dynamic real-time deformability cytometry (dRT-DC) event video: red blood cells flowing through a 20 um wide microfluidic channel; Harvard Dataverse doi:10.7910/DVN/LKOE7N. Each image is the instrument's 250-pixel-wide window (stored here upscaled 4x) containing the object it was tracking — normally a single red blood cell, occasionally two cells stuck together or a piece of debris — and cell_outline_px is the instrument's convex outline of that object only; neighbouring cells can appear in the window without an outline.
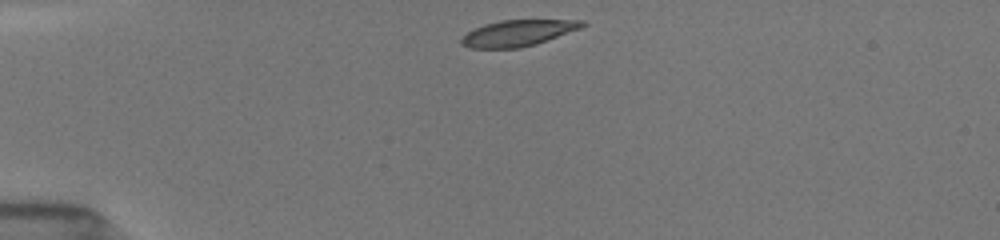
{"species": "common noctule bat (a hibernating species)", "species_latin": "Nyctalus noctula", "temperature_condition": "room temperature", "stored_images_in_passage": 52, "camera_frame_rate_fps": 3000, "um_per_image_px": 0.085, "animal": {"sex": "female", "body_mass_g": 19.5, "forearm_length_mm": 54.1}, "frame": {"image": 1, "passage_image": 1, "time_ms": 0.0, "image_size_px": [1000, 240], "cell_outline_px": [[588, 24], [580, 28], [536, 44], [520, 48], [468, 48], [460, 44], [460, 40], [472, 28], [484, 24], [500, 20], [584, 20]], "centroid_in_image_um": [43.99, 2.81], "position_along_channel_um": 41.0, "area_um2": 18.44}}
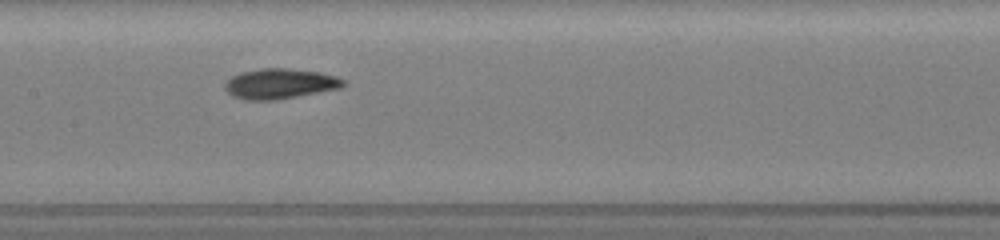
{"frame": {"image": 2, "passage_image": 20, "time_ms": 4.667, "image_size_px": [1000, 240], "cell_outline_px": [[348, 84], [340, 88], [276, 100], [244, 100], [232, 96], [224, 88], [224, 84], [232, 76], [240, 72], [260, 68], [292, 68], [320, 72], [336, 76], [348, 80]], "centroid_in_image_um": [23.82, 7.11], "position_along_channel_um": 183.6, "area_um2": 21.15}}
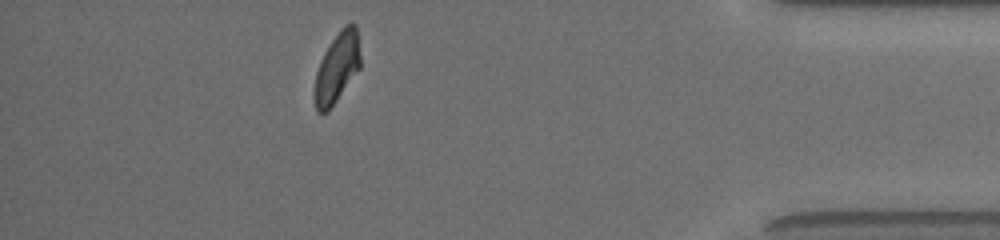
{"frame": {"image": 3, "passage_image": 46, "time_ms": 11.333, "image_size_px": [1000, 240], "cell_outline_px": [[360, 68], [328, 112], [316, 112], [312, 96], [316, 72], [320, 60], [324, 52], [340, 28], [344, 24], [352, 20], [356, 24], [360, 56]], "centroid_in_image_um": [28.62, 5.75], "position_along_channel_um": 406.6, "area_um2": 19.13}, "authors_computed_cell_mechanics": {"area_um2": 19.941, "velocity_mm_per_s": 3.9392, "shape_relaxation_time_tau1_ms": 3.4477, "shape_relaxation_time_tau2_ms": 1.812, "deformation_change_tau1": 0.1406, "deformation_change_tau2": 0.0749}}